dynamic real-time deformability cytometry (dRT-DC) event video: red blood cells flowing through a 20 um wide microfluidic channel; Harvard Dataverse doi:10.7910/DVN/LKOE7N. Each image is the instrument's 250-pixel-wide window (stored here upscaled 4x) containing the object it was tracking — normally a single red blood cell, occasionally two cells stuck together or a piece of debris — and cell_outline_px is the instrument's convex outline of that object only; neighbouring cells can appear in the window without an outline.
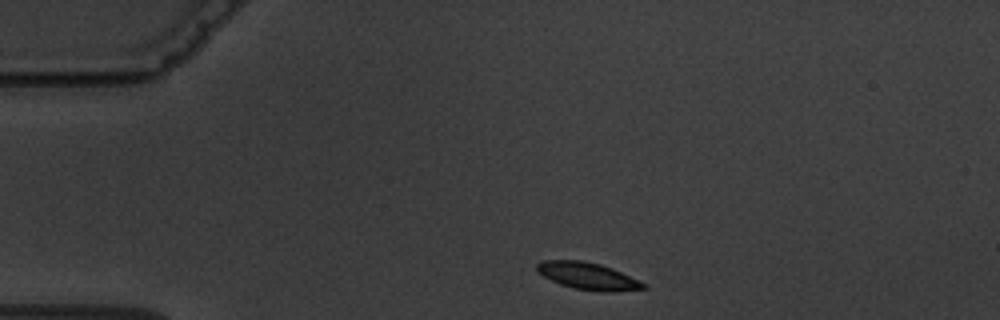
{"species": "common noctule bat (a hibernating species)", "species_latin": "Nyctalus noctula", "temperature_condition": "warm", "stored_images_in_passage": 9, "camera_frame_rate_fps": 3000, "um_per_image_px": 0.085, "animal": {"sex": "male", "body_mass_g": 19.5, "forearm_length_mm": 54.6}, "frame": {"image": 1, "passage_image": 1, "time_ms": 0.0, "image_size_px": [1000, 320], "cell_outline_px": [[648, 288], [612, 292], [600, 292], [572, 288], [560, 284], [536, 272], [536, 264], [540, 260], [580, 260], [600, 264], [612, 268], [648, 284]], "centroid_in_image_um": [49.97, 23.47], "position_along_channel_um": 35.0, "area_um2": 16.99}}
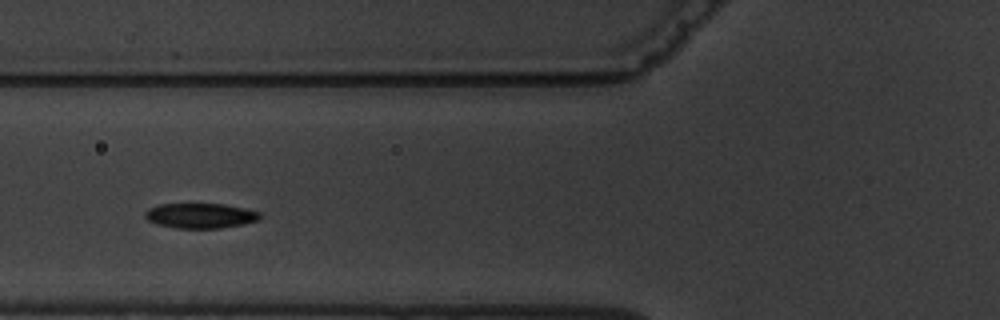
{"frame": {"image": 2, "passage_image": 4, "time_ms": 3.333, "image_size_px": [1000, 320], "cell_outline_px": [[264, 216], [260, 220], [244, 224], [220, 228], [176, 228], [156, 224], [148, 220], [144, 216], [144, 212], [148, 208], [160, 204], [224, 204], [244, 208], [260, 212]], "centroid_in_image_um": [17.06, 18.33], "position_along_channel_um": 108.7, "area_um2": 16.94}}
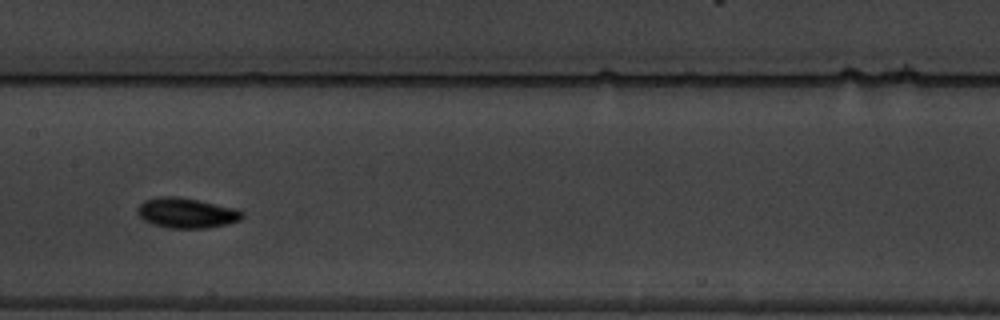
{"frame": {"image": 3, "passage_image": 6, "time_ms": 5.667, "image_size_px": [1000, 320], "cell_outline_px": [[244, 216], [240, 220], [228, 224], [208, 228], [168, 228], [152, 224], [144, 220], [136, 212], [136, 208], [144, 200], [160, 196], [176, 196], [236, 208], [244, 212]], "centroid_in_image_um": [15.85, 18.1], "position_along_channel_um": 191.6, "area_um2": 18.5}}